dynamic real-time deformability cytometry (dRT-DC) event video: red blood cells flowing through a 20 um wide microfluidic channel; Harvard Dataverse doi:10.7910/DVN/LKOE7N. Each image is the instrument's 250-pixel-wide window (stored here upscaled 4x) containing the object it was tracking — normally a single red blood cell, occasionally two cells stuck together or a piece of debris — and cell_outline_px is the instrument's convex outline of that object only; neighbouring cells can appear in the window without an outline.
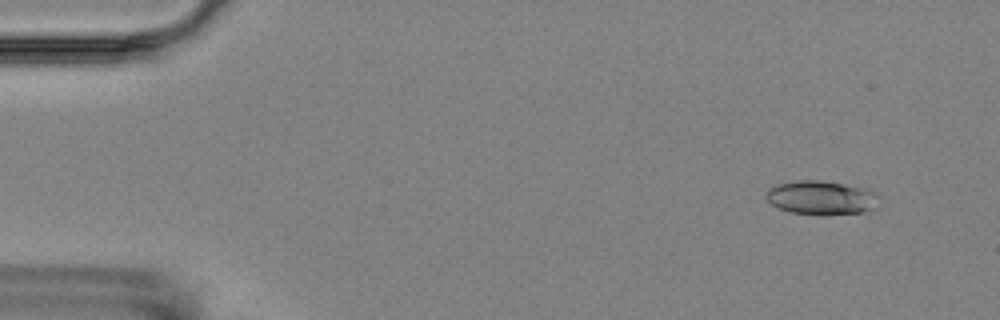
{"species": "Egyptian fruit bat (a non-hibernating species)", "species_latin": "Rousettus aegyptiacus", "temperature_condition": "room temperature", "stored_images_in_passage": 6, "camera_frame_rate_fps": 3000, "um_per_image_px": 0.085, "animal": {"sex": "female"}, "frame": {"image": 1, "passage_image": 6, "time_ms": 6.667, "image_size_px": [1000, 320], "cell_outline_px": [[876, 192], [872, 208], [860, 212], [792, 212], [780, 208], [772, 204], [764, 196], [768, 188], [776, 184], [796, 180], [820, 180], [844, 184]], "centroid_in_image_um": [69.67, 16.74], "position_along_channel_um": 15.3, "area_um2": 20.98}}